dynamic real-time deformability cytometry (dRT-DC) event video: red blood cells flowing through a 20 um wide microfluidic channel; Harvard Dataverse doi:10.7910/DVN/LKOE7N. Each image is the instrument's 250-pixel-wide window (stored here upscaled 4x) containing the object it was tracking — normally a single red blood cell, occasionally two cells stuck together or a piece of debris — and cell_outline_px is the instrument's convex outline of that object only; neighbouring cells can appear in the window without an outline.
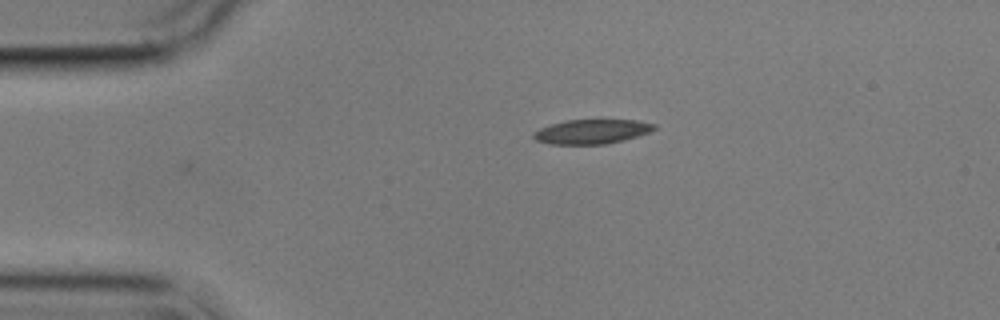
{"species": "common noctule bat (a hibernating species)", "species_latin": "Nyctalus noctula", "temperature_condition": "cold", "stored_images_in_passage": 2, "camera_frame_rate_fps": 3000, "um_per_image_px": 0.085, "animal": {"sex": "male", "body_mass_g": 17.9}, "frame": {"image": 1, "passage_image": 2, "time_ms": 1.333, "image_size_px": [1000, 320], "cell_outline_px": [[660, 128], [652, 132], [624, 140], [604, 144], [548, 144], [536, 140], [532, 136], [532, 132], [540, 128], [552, 124], [568, 120], [636, 120], [656, 124]], "centroid_in_image_um": [50.36, 11.18], "position_along_channel_um": 34.6, "area_um2": 17.34}}